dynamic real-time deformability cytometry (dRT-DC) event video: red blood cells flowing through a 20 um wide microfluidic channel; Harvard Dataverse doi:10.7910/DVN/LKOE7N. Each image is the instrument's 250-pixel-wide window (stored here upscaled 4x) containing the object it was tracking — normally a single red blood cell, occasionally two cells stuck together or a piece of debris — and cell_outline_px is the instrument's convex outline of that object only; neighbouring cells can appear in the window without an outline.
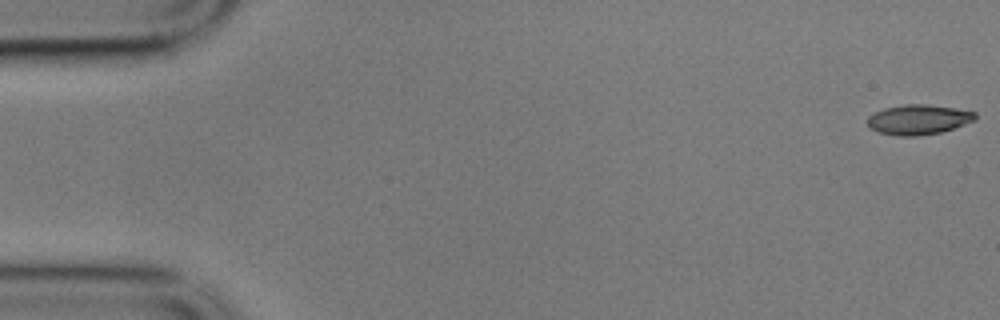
{"species": "common noctule bat (a hibernating species)", "species_latin": "Nyctalus noctula", "temperature_condition": "cold", "stored_images_in_passage": 57, "camera_frame_rate_fps": 3000, "um_per_image_px": 0.085, "animal": {"sex": "male", "body_mass_g": 17.9}, "frame": {"image": 1, "passage_image": 1, "time_ms": 0.0, "image_size_px": [1000, 320], "cell_outline_px": [[976, 120], [940, 132], [916, 136], [900, 136], [876, 132], [868, 124], [868, 116], [884, 108], [904, 104], [928, 104], [956, 108], [976, 112]], "centroid_in_image_um": [78.07, 10.15], "position_along_channel_um": 6.9, "area_um2": 18.73}}
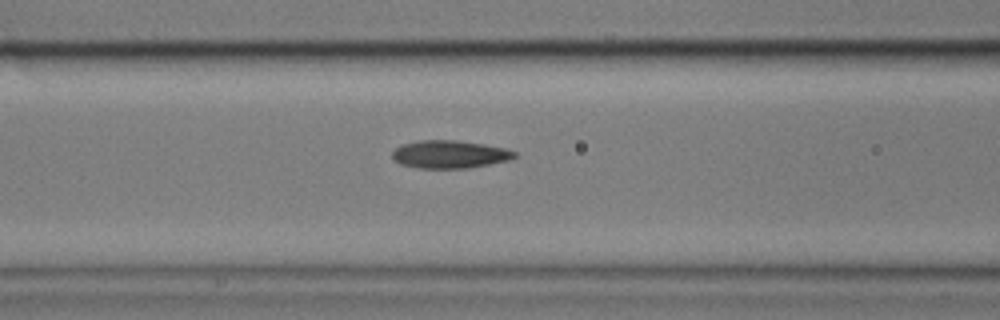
{"frame": {"image": 2, "passage_image": 23, "time_ms": 7.333, "image_size_px": [1000, 320], "cell_outline_px": [[516, 156], [508, 160], [468, 168], [416, 168], [400, 164], [392, 160], [392, 152], [396, 148], [404, 144], [420, 140], [456, 140], [484, 144], [508, 148], [516, 152]], "centroid_in_image_um": [38.21, 13.12], "position_along_channel_um": 128.4, "area_um2": 19.88}}
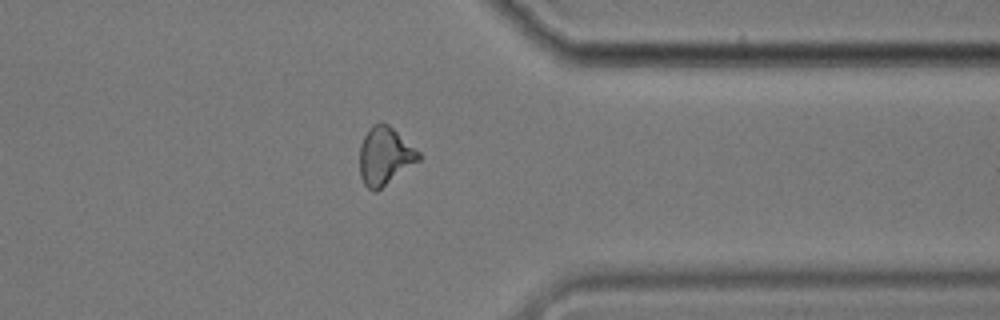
{"frame": {"image": 3, "passage_image": 45, "time_ms": 14.667, "image_size_px": [1000, 320], "cell_outline_px": [[420, 160], [376, 192], [372, 192], [364, 184], [360, 176], [360, 144], [368, 128], [372, 124], [380, 120], [388, 124], [420, 152]], "centroid_in_image_um": [32.69, 13.25], "position_along_channel_um": 378.7, "area_um2": 20.06}, "authors_computed_cell_mechanics": {"area_um2": 19.5942, "velocity_mm_per_s": 3.5168, "shape_relaxation_time_tau1_ms": 6.0694, "shape_relaxation_time_tau2_ms": 3.711, "deformation_change_tau1": 0.1349, "deformation_change_tau2": 0.1027}}